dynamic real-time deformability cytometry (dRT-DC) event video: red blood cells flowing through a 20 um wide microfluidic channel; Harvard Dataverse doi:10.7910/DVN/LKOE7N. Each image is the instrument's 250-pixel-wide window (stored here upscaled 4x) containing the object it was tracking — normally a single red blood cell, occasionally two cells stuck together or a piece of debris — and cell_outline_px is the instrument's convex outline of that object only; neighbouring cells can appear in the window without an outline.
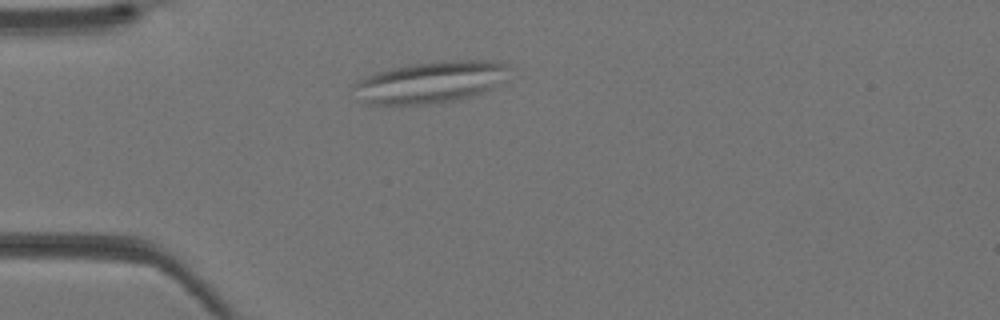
{"species": "Egyptian fruit bat (a non-hibernating species)", "species_latin": "Rousettus aegyptiacus", "temperature_condition": "warm", "stored_images_in_passage": 29, "camera_frame_rate_fps": 3000, "um_per_image_px": 0.085, "animal": {"sex": "female"}, "frame": {"image": 1, "passage_image": 3, "time_ms": 0.667, "image_size_px": [1000, 320], "cell_outline_px": [[512, 64], [492, 88], [468, 96], [452, 100], [428, 104], [368, 104], [352, 88], [360, 80], [376, 72], [388, 68], [412, 64], [448, 60], [488, 60]], "centroid_in_image_um": [36.57, 6.96], "position_along_channel_um": 48.4, "area_um2": 36.76}}
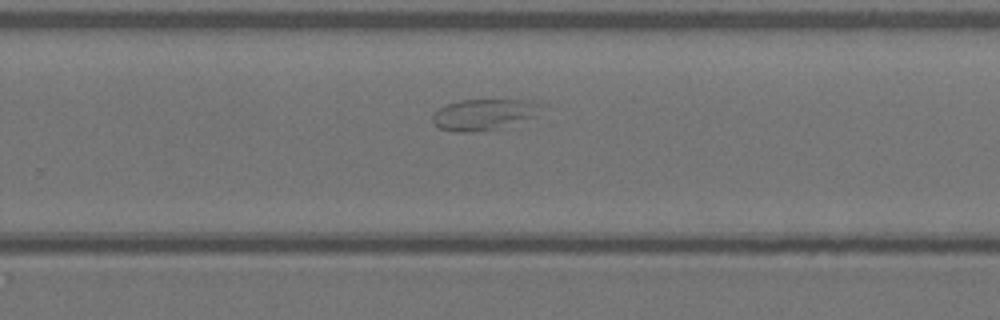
{"frame": {"image": 2, "passage_image": 19, "time_ms": 6.0, "image_size_px": [1000, 320], "cell_outline_px": [[540, 104], [532, 116], [496, 128], [472, 132], [456, 132], [440, 128], [432, 120], [432, 116], [444, 104], [460, 100], [524, 100]], "centroid_in_image_um": [40.97, 9.72], "position_along_channel_um": 288.8, "area_um2": 18.73}}
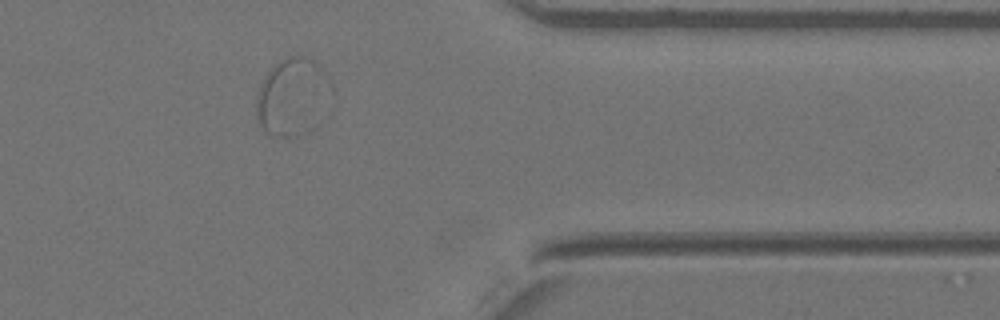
{"frame": {"image": 3, "passage_image": 26, "time_ms": 8.333, "image_size_px": [1000, 320], "cell_outline_px": [[316, 68], [304, 132], [296, 136], [272, 136], [264, 132], [256, 116], [256, 96], [260, 84], [264, 76], [280, 60], [288, 56], [308, 56], [316, 64]], "centroid_in_image_um": [24.31, 8.21], "position_along_channel_um": 387.1, "area_um2": 27.22}}